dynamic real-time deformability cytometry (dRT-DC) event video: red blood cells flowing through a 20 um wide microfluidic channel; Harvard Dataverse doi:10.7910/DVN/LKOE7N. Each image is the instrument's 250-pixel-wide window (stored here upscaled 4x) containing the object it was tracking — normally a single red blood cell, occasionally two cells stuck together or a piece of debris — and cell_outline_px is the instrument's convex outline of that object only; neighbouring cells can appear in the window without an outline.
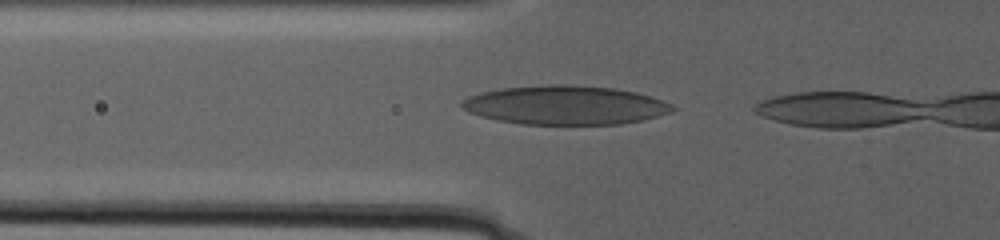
{"species": "human", "species_latin": "Homo sapiens", "temperature_condition": "warm", "stored_images_in_passage": 6, "camera_frame_rate_fps": 3000, "um_per_image_px": 0.085, "donor": {"sex": "male"}, "frame": {"image": 1, "passage_image": 3, "time_ms": 0.667, "image_size_px": [1000, 240], "cell_outline_px": [[676, 108], [672, 112], [640, 120], [620, 124], [524, 124], [496, 120], [480, 116], [468, 112], [460, 108], [460, 104], [468, 96], [480, 92], [500, 88], [548, 84], [568, 84], [612, 88], [636, 92], [672, 104]], "centroid_in_image_um": [47.98, 8.93], "position_along_channel_um": 77.8, "area_um2": 47.8}}